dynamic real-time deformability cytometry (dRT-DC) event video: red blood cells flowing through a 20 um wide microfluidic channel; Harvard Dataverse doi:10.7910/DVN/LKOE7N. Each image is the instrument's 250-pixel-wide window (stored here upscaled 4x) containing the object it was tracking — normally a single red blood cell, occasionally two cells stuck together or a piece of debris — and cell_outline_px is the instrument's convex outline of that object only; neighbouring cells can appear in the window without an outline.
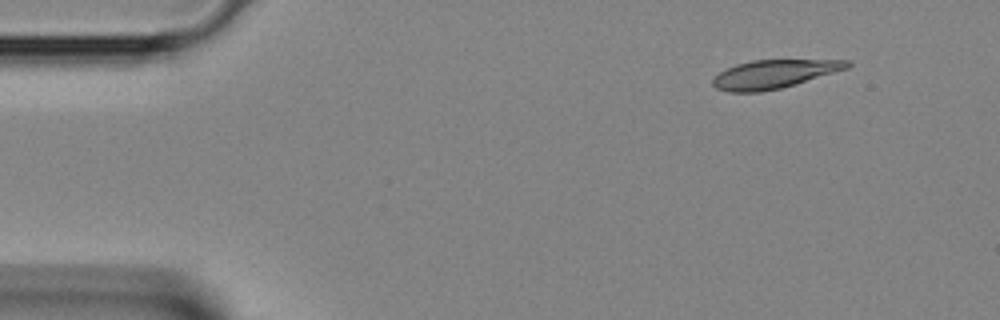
{"species": "Egyptian fruit bat (a non-hibernating species)", "species_latin": "Rousettus aegyptiacus", "temperature_condition": "room temperature", "stored_images_in_passage": 3, "camera_frame_rate_fps": 3000, "um_per_image_px": 0.085, "animal": {"sex": "female"}, "frame": {"image": 1, "passage_image": 1, "time_ms": 0.0, "image_size_px": [1000, 320], "cell_outline_px": [[852, 64], [848, 68], [780, 88], [760, 92], [728, 92], [716, 88], [712, 84], [712, 80], [720, 72], [736, 64], [752, 60], [852, 60]], "centroid_in_image_um": [65.78, 6.29], "position_along_channel_um": 19.2, "area_um2": 22.02}}
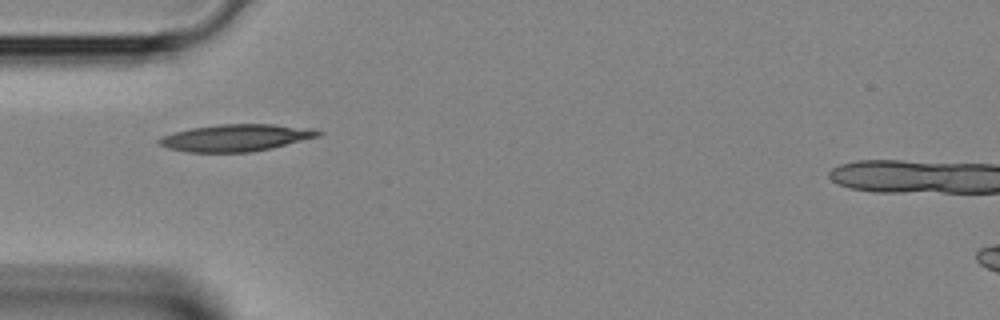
{"frame": {"image": 2, "passage_image": 3, "time_ms": 0.667, "image_size_px": [1000, 320], "cell_outline_px": [[324, 132], [320, 136], [272, 148], [252, 152], [188, 152], [168, 148], [160, 144], [156, 140], [160, 136], [192, 128], [220, 124], [272, 124], [316, 128]], "centroid_in_image_um": [20.11, 11.7], "position_along_channel_um": 64.9, "area_um2": 25.14}}